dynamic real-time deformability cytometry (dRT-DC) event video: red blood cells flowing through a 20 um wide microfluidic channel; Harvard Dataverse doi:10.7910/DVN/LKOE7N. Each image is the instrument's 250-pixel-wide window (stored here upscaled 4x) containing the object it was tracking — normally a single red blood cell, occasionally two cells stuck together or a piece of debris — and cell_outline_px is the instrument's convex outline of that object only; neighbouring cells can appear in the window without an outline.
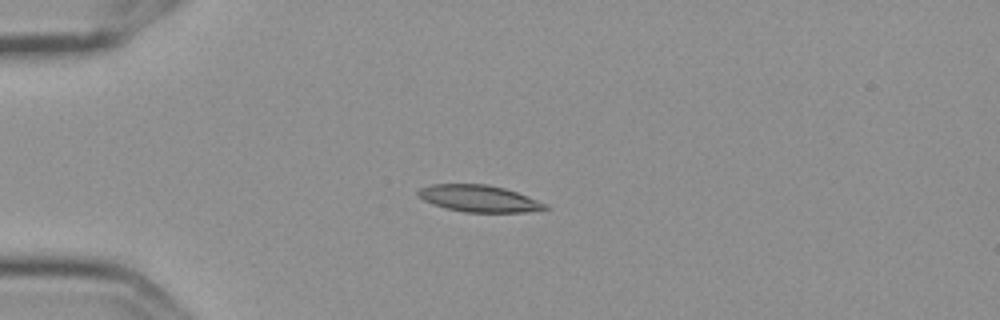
{"species": "Egyptian fruit bat (a non-hibernating species)", "species_latin": "Rousettus aegyptiacus", "temperature_condition": "cold", "stored_images_in_passage": 5, "camera_frame_rate_fps": 3000, "um_per_image_px": 0.085, "frame": {"image": 1, "passage_image": 4, "time_ms": 1.0, "image_size_px": [1000, 320], "cell_outline_px": [[548, 208], [528, 212], [464, 212], [444, 208], [432, 204], [424, 200], [416, 192], [420, 188], [432, 184], [488, 184], [504, 188], [528, 196], [548, 204]], "centroid_in_image_um": [40.71, 16.87], "position_along_channel_um": 44.3, "area_um2": 19.83}}